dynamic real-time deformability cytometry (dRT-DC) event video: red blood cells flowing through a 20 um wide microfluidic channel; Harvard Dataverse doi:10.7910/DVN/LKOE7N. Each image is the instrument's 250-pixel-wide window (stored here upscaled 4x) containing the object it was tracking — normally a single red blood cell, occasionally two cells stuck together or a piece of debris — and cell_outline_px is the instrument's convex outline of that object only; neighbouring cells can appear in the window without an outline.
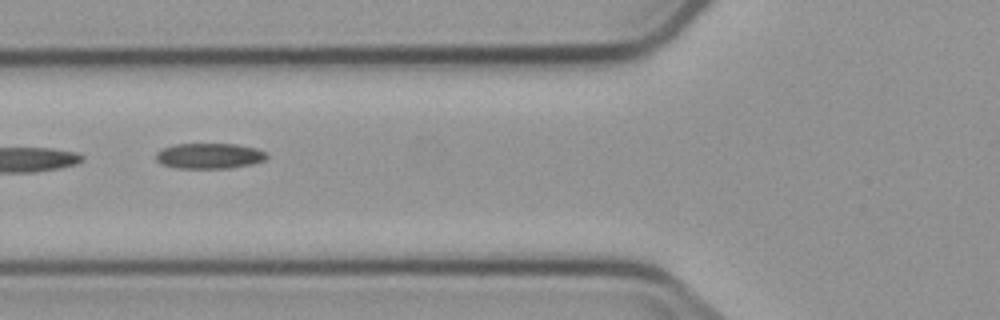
{"species": "common noctule bat (a hibernating species)", "species_latin": "Nyctalus noctula", "temperature_condition": "cold", "stored_images_in_passage": 7, "camera_frame_rate_fps": 3000, "um_per_image_px": 0.085, "animal": {"sex": "male", "body_mass_g": 23.1, "forearm_length_mm": 52.7}, "frame": {"image": 1, "passage_image": 5, "time_ms": 6.667, "image_size_px": [1000, 320], "cell_outline_px": [[268, 156], [264, 160], [252, 164], [232, 168], [176, 168], [160, 164], [156, 160], [156, 152], [164, 148], [176, 144], [236, 144], [256, 148], [264, 152]], "centroid_in_image_um": [17.78, 13.26], "position_along_channel_um": 108.0, "area_um2": 16.47}}
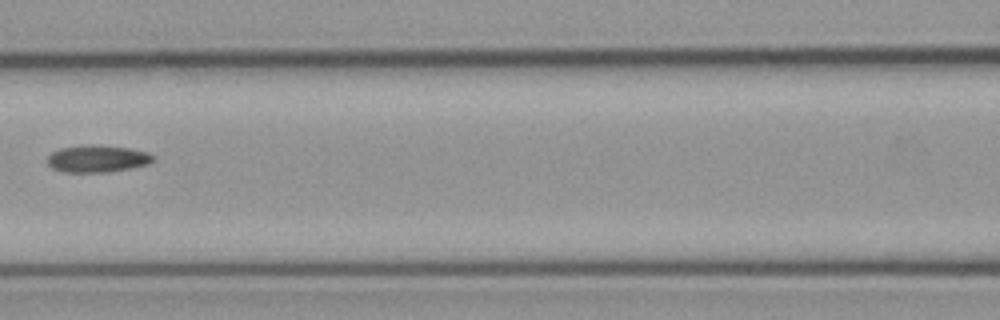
{"frame": {"image": 2, "passage_image": 6, "time_ms": 8.0, "image_size_px": [1000, 320], "cell_outline_px": [[156, 160], [148, 164], [108, 172], [64, 172], [52, 168], [48, 164], [48, 156], [52, 152], [60, 148], [88, 144], [92, 144], [128, 148], [148, 152], [156, 156]], "centroid_in_image_um": [8.3, 13.48], "position_along_channel_um": 158.3, "area_um2": 16.76}}
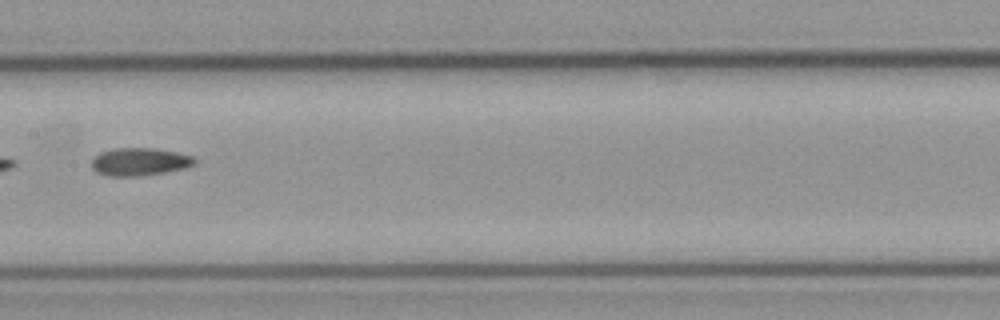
{"frame": {"image": 3, "passage_image": 7, "time_ms": 9.0, "image_size_px": [1000, 320], "cell_outline_px": [[196, 164], [184, 168], [164, 172], [132, 176], [112, 176], [96, 172], [92, 168], [92, 160], [100, 152], [112, 148], [152, 148], [176, 152], [196, 156]], "centroid_in_image_um": [11.89, 13.73], "position_along_channel_um": 195.5, "area_um2": 16.59}}